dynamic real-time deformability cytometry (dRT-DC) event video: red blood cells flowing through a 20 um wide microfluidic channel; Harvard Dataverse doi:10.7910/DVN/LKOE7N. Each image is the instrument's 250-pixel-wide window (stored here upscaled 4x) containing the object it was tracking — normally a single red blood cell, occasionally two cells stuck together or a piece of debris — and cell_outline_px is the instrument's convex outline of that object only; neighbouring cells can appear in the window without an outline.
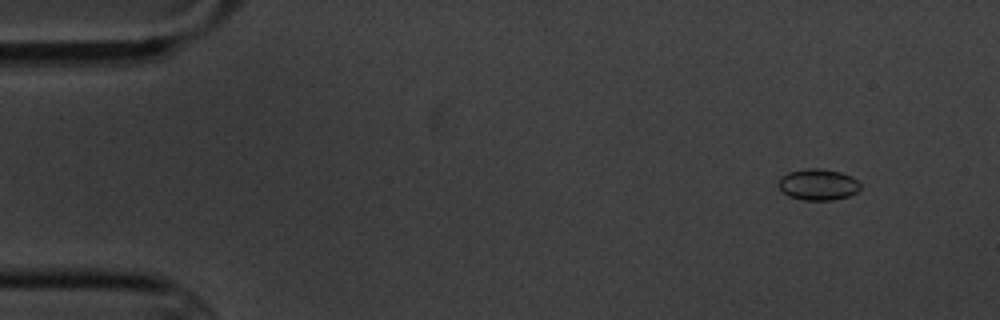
{"species": "common noctule bat (a hibernating species)", "species_latin": "Nyctalus noctula", "temperature_condition": "cold", "stored_images_in_passage": 10, "camera_frame_rate_fps": 3000, "um_per_image_px": 0.085, "animal": {"sex": "male", "body_mass_g": 20.1, "forearm_length_mm": 53.5}, "frame": {"image": 1, "passage_image": 2, "time_ms": 1.0, "image_size_px": [1000, 320], "cell_outline_px": [[860, 188], [856, 192], [848, 196], [832, 200], [804, 200], [788, 196], [776, 184], [780, 176], [788, 172], [808, 168], [820, 168], [840, 172], [852, 176], [860, 184]], "centroid_in_image_um": [69.5, 15.68], "position_along_channel_um": 15.5, "area_um2": 14.97}}
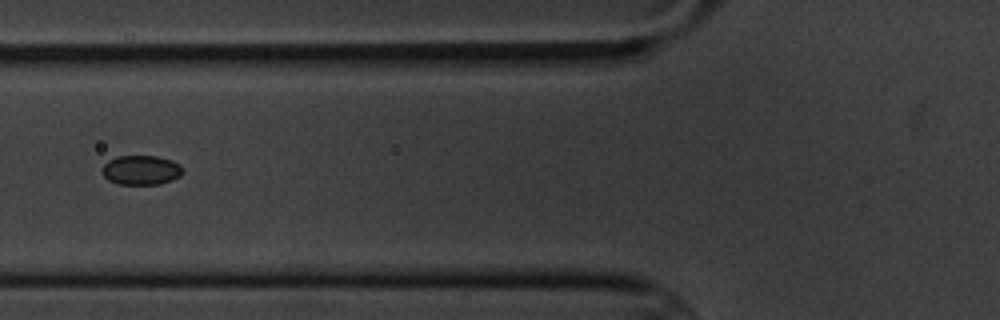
{"frame": {"image": 2, "passage_image": 7, "time_ms": 6.667, "image_size_px": [1000, 320], "cell_outline_px": [[184, 172], [180, 176], [172, 180], [160, 184], [116, 184], [108, 180], [100, 172], [100, 168], [108, 160], [116, 156], [156, 156], [172, 160], [180, 164], [184, 168]], "centroid_in_image_um": [11.98, 14.45], "position_along_channel_um": 113.8, "area_um2": 14.16}}
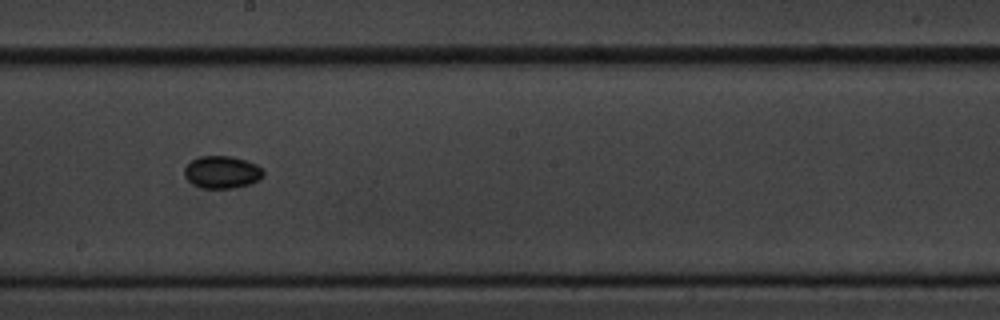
{"frame": {"image": 3, "passage_image": 10, "time_ms": 10.0, "image_size_px": [1000, 320], "cell_outline_px": [[264, 176], [248, 184], [232, 188], [200, 188], [192, 184], [184, 176], [184, 168], [192, 160], [200, 156], [232, 156], [256, 164], [264, 172]], "centroid_in_image_um": [18.83, 14.63], "position_along_channel_um": 229.4, "area_um2": 14.8}}